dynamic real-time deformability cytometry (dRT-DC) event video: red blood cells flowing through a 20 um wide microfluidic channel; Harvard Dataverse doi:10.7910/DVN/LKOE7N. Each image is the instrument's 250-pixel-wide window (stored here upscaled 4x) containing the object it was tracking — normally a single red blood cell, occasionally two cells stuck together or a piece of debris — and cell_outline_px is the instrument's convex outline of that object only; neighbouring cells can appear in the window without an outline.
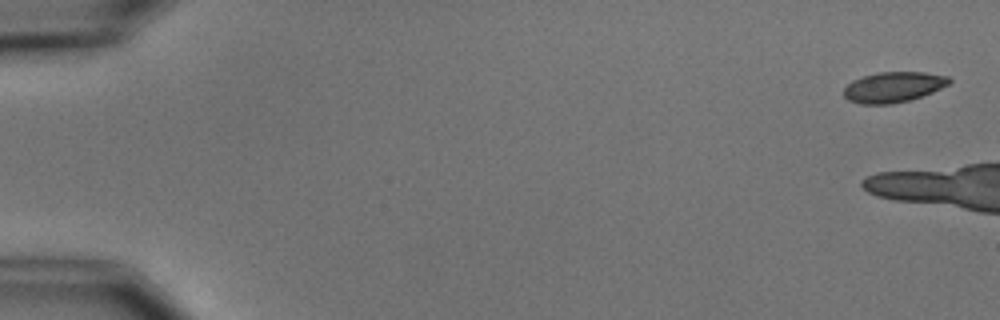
{"species": "common noctule bat (a hibernating species)", "species_latin": "Nyctalus noctula", "temperature_condition": "cold", "stored_images_in_passage": 2, "camera_frame_rate_fps": 3000, "um_per_image_px": 0.085, "animal": {"sex": "male", "body_mass_g": 15.6}, "frame": {"image": 1, "passage_image": 1, "time_ms": 0.0, "image_size_px": [1000, 320], "cell_outline_px": [[952, 80], [948, 84], [932, 92], [908, 100], [892, 104], [860, 104], [848, 100], [844, 96], [844, 88], [852, 80], [864, 76], [880, 72], [924, 72], [948, 76]], "centroid_in_image_um": [75.92, 7.4], "position_along_channel_um": 9.1, "area_um2": 18.55}}